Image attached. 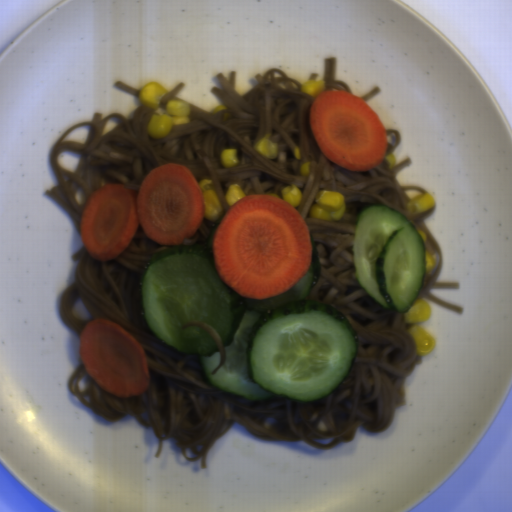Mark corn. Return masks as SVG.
Wrapping results in <instances>:
<instances>
[{"label": "corn", "instance_id": "corn-3", "mask_svg": "<svg viewBox=\"0 0 512 512\" xmlns=\"http://www.w3.org/2000/svg\"><path fill=\"white\" fill-rule=\"evenodd\" d=\"M346 214V202L343 194L335 191H319L315 203L309 210L310 218L339 220Z\"/></svg>", "mask_w": 512, "mask_h": 512}, {"label": "corn", "instance_id": "corn-10", "mask_svg": "<svg viewBox=\"0 0 512 512\" xmlns=\"http://www.w3.org/2000/svg\"><path fill=\"white\" fill-rule=\"evenodd\" d=\"M219 162L223 168H233L239 164L237 148L225 149L219 155Z\"/></svg>", "mask_w": 512, "mask_h": 512}, {"label": "corn", "instance_id": "corn-13", "mask_svg": "<svg viewBox=\"0 0 512 512\" xmlns=\"http://www.w3.org/2000/svg\"><path fill=\"white\" fill-rule=\"evenodd\" d=\"M383 160L387 161L389 169L392 170L396 163V158H395L394 154L390 153V154L385 155Z\"/></svg>", "mask_w": 512, "mask_h": 512}, {"label": "corn", "instance_id": "corn-11", "mask_svg": "<svg viewBox=\"0 0 512 512\" xmlns=\"http://www.w3.org/2000/svg\"><path fill=\"white\" fill-rule=\"evenodd\" d=\"M245 196L246 195L244 191L241 189V187L235 183L228 187L224 195V198L227 201V203L232 207Z\"/></svg>", "mask_w": 512, "mask_h": 512}, {"label": "corn", "instance_id": "corn-12", "mask_svg": "<svg viewBox=\"0 0 512 512\" xmlns=\"http://www.w3.org/2000/svg\"><path fill=\"white\" fill-rule=\"evenodd\" d=\"M437 265L435 258L429 253L425 251V269L424 273L432 272Z\"/></svg>", "mask_w": 512, "mask_h": 512}, {"label": "corn", "instance_id": "corn-1", "mask_svg": "<svg viewBox=\"0 0 512 512\" xmlns=\"http://www.w3.org/2000/svg\"><path fill=\"white\" fill-rule=\"evenodd\" d=\"M403 315L405 323L409 324L406 332L414 342L416 355L422 356L433 351L435 347L434 338L418 324L429 321L432 315L428 302L416 298Z\"/></svg>", "mask_w": 512, "mask_h": 512}, {"label": "corn", "instance_id": "corn-2", "mask_svg": "<svg viewBox=\"0 0 512 512\" xmlns=\"http://www.w3.org/2000/svg\"><path fill=\"white\" fill-rule=\"evenodd\" d=\"M190 103L171 100L166 103L164 114H154L148 122L147 132L153 139H160L170 133L174 125L190 122Z\"/></svg>", "mask_w": 512, "mask_h": 512}, {"label": "corn", "instance_id": "corn-5", "mask_svg": "<svg viewBox=\"0 0 512 512\" xmlns=\"http://www.w3.org/2000/svg\"><path fill=\"white\" fill-rule=\"evenodd\" d=\"M166 91V88L160 83L149 82L140 88L138 99L148 109L155 110L160 106V99Z\"/></svg>", "mask_w": 512, "mask_h": 512}, {"label": "corn", "instance_id": "corn-9", "mask_svg": "<svg viewBox=\"0 0 512 512\" xmlns=\"http://www.w3.org/2000/svg\"><path fill=\"white\" fill-rule=\"evenodd\" d=\"M326 83L323 80H307L300 87L303 94L308 95L312 100L323 91H325Z\"/></svg>", "mask_w": 512, "mask_h": 512}, {"label": "corn", "instance_id": "corn-8", "mask_svg": "<svg viewBox=\"0 0 512 512\" xmlns=\"http://www.w3.org/2000/svg\"><path fill=\"white\" fill-rule=\"evenodd\" d=\"M282 200L290 204L291 206L298 207L302 203L301 192L295 184L284 186L281 191Z\"/></svg>", "mask_w": 512, "mask_h": 512}, {"label": "corn", "instance_id": "corn-4", "mask_svg": "<svg viewBox=\"0 0 512 512\" xmlns=\"http://www.w3.org/2000/svg\"><path fill=\"white\" fill-rule=\"evenodd\" d=\"M204 204L203 219L216 222L224 213V207L218 195L215 184L211 178L201 179L197 183Z\"/></svg>", "mask_w": 512, "mask_h": 512}, {"label": "corn", "instance_id": "corn-7", "mask_svg": "<svg viewBox=\"0 0 512 512\" xmlns=\"http://www.w3.org/2000/svg\"><path fill=\"white\" fill-rule=\"evenodd\" d=\"M253 149L266 160L276 159L278 155V144L265 136L256 141Z\"/></svg>", "mask_w": 512, "mask_h": 512}, {"label": "corn", "instance_id": "corn-6", "mask_svg": "<svg viewBox=\"0 0 512 512\" xmlns=\"http://www.w3.org/2000/svg\"><path fill=\"white\" fill-rule=\"evenodd\" d=\"M434 205L435 201L431 193L426 192L417 195L412 199H409L405 204V210L412 215L420 212H425L428 209L432 208Z\"/></svg>", "mask_w": 512, "mask_h": 512}]
</instances>
